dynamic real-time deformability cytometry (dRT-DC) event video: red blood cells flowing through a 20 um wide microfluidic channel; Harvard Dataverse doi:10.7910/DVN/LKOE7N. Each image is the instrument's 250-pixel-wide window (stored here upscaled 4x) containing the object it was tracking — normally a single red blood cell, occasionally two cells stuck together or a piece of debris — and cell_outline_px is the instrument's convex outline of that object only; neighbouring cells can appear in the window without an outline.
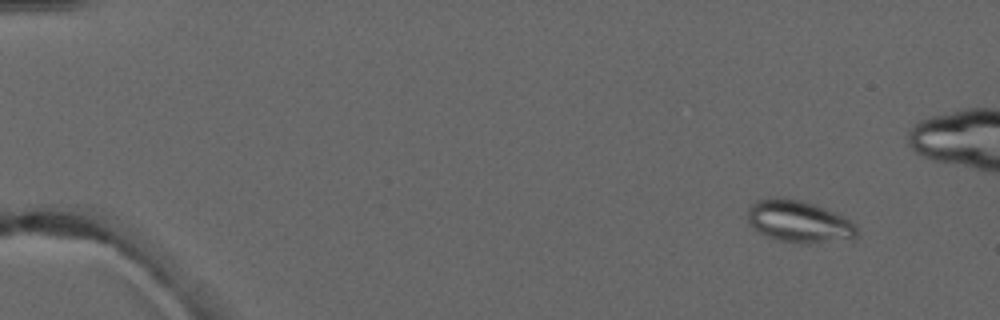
{"species": "common noctule bat (a hibernating species)", "species_latin": "Nyctalus noctula", "temperature_condition": "warm", "stored_images_in_passage": 5, "camera_frame_rate_fps": 3000, "um_per_image_px": 0.085, "animal": {"sex": "male", "forearm_length_mm": 52.5}, "frame": {"image": 1, "passage_image": 1, "time_ms": 0.0, "image_size_px": [1000, 320], "cell_outline_px": [[860, 232], [856, 240], [808, 244], [800, 244], [776, 240], [760, 232], [748, 224], [748, 204], [756, 200], [772, 196], [788, 196], [804, 200], [816, 204], [836, 212], [852, 220], [856, 224]], "centroid_in_image_um": [67.97, 18.82], "position_along_channel_um": 17.0, "area_um2": 28.21}}